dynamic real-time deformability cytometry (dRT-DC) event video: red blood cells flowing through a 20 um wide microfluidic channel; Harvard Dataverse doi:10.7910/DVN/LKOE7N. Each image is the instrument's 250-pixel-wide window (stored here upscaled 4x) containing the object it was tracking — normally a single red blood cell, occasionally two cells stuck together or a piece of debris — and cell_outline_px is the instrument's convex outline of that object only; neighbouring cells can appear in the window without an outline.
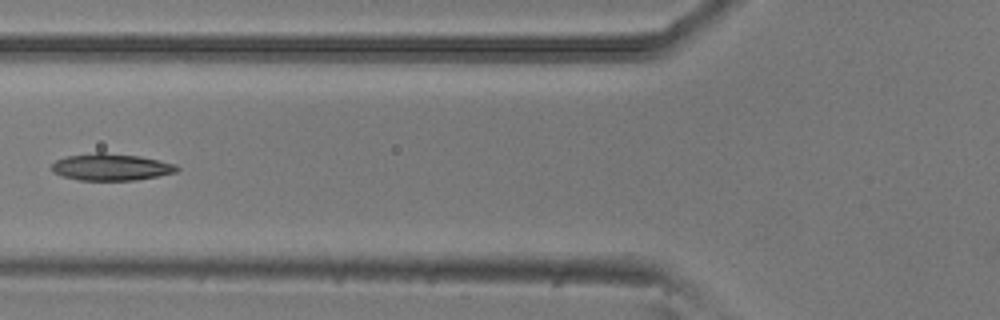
{"species": "common noctule bat (a hibernating species)", "species_latin": "Nyctalus noctula", "temperature_condition": "room temperature", "stored_images_in_passage": 6, "camera_frame_rate_fps": 3000, "um_per_image_px": 0.085, "animal": {"sex": "male", "body_mass_g": 20.5, "forearm_length_mm": 52.5}, "frame": {"image": 1, "passage_image": 6, "time_ms": 1.667, "image_size_px": [1000, 320], "cell_outline_px": [[180, 168], [176, 172], [136, 180], [80, 180], [64, 176], [52, 172], [52, 164], [56, 160], [68, 156], [96, 152], [104, 152], [140, 156], [176, 164]], "centroid_in_image_um": [9.45, 14.19], "position_along_channel_um": 116.3, "area_um2": 19.48}}